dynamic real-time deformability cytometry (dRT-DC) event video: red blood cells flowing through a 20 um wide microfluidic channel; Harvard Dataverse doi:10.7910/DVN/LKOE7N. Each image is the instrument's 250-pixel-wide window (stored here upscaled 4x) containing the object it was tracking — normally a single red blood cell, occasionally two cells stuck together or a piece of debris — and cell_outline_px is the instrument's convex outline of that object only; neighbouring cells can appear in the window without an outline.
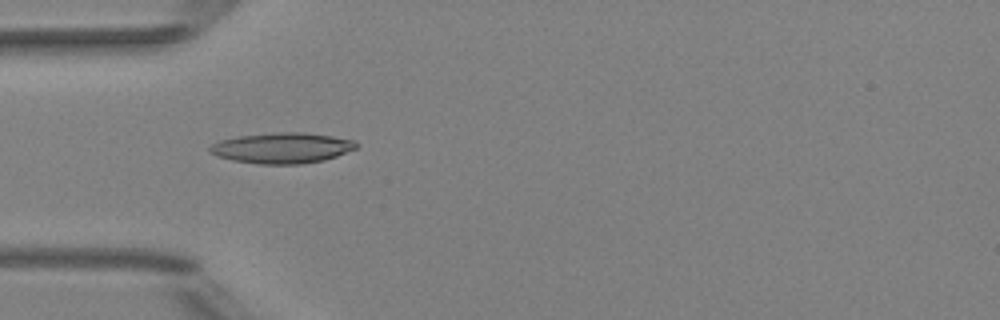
{"species": "Egyptian fruit bat (a non-hibernating species)", "species_latin": "Rousettus aegyptiacus", "temperature_condition": "room temperature", "stored_images_in_passage": 6, "camera_frame_rate_fps": 3000, "um_per_image_px": 0.085, "animal": {"sex": "female"}, "frame": {"image": 1, "passage_image": 5, "time_ms": 1.333, "image_size_px": [1000, 320], "cell_outline_px": [[356, 148], [336, 156], [324, 160], [300, 164], [260, 164], [232, 160], [216, 156], [208, 152], [208, 148], [212, 144], [220, 140], [240, 136], [276, 132], [304, 132], [332, 136], [356, 140]], "centroid_in_image_um": [23.95, 12.57], "position_along_channel_um": 61.0, "area_um2": 26.13}}
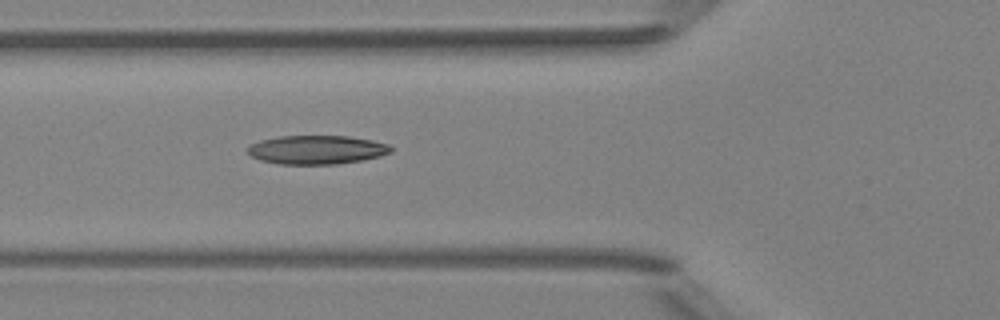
{"frame": {"image": 2, "passage_image": 6, "time_ms": 1.667, "image_size_px": [1000, 320], "cell_outline_px": [[392, 152], [380, 156], [360, 160], [336, 164], [280, 164], [260, 160], [252, 156], [248, 152], [248, 148], [252, 144], [260, 140], [280, 136], [348, 136], [372, 140], [388, 144], [392, 148]], "centroid_in_image_um": [26.93, 12.72], "position_along_channel_um": 98.9, "area_um2": 23.87}}